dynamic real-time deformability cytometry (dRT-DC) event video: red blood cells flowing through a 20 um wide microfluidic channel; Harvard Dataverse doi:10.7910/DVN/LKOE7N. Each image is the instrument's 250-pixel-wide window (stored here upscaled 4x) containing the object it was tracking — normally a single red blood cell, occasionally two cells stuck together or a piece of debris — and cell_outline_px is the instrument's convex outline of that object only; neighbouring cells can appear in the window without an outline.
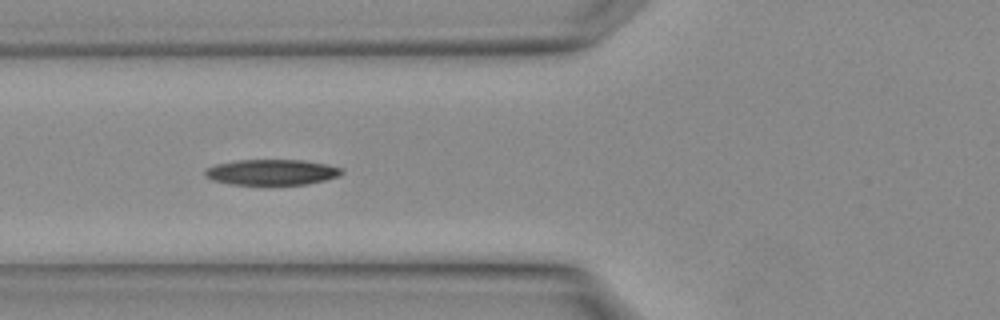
{"species": "Egyptian fruit bat (a non-hibernating species)", "species_latin": "Rousettus aegyptiacus", "temperature_condition": "warm", "stored_images_in_passage": 3, "camera_frame_rate_fps": 3000, "um_per_image_px": 0.085, "animal": {"sex": "female"}, "frame": {"image": 1, "passage_image": 3, "time_ms": 0.667, "image_size_px": [1000, 320], "cell_outline_px": [[344, 172], [340, 176], [324, 180], [304, 184], [232, 184], [212, 180], [204, 176], [204, 168], [216, 164], [236, 160], [304, 160], [328, 164], [344, 168]], "centroid_in_image_um": [23.1, 14.62], "position_along_channel_um": 102.7, "area_um2": 20.52}}